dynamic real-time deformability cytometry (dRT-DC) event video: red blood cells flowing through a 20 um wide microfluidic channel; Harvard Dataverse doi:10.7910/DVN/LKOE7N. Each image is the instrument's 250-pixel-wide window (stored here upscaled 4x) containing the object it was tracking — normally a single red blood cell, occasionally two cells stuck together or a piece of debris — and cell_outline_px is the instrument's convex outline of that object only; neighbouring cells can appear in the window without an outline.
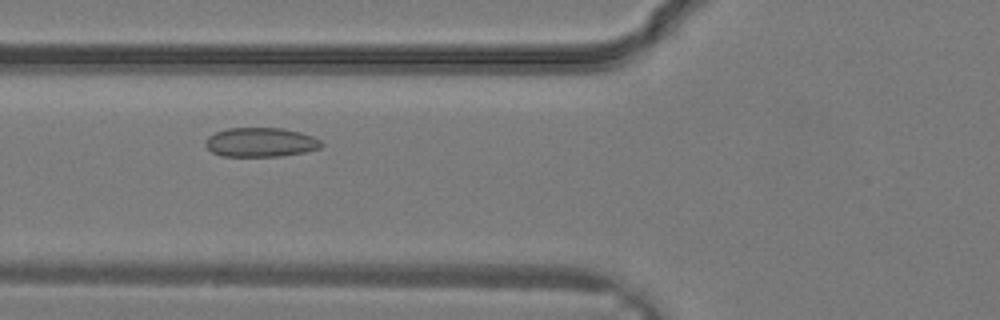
{"species": "common noctule bat (a hibernating species)", "species_latin": "Nyctalus noctula", "temperature_condition": "warm", "stored_images_in_passage": 30, "camera_frame_rate_fps": 3000, "um_per_image_px": 0.085, "animal": {"sex": "male", "body_mass_g": 19.2, "forearm_length_mm": 51.8}, "frame": {"image": 1, "passage_image": 10, "time_ms": 3.0, "image_size_px": [1000, 320], "cell_outline_px": [[324, 144], [320, 148], [304, 152], [280, 156], [220, 156], [212, 152], [204, 144], [204, 140], [208, 136], [216, 132], [228, 128], [284, 128], [300, 132], [312, 136], [320, 140]], "centroid_in_image_um": [22.14, 12.09], "position_along_channel_um": 103.7, "area_um2": 19.83}}
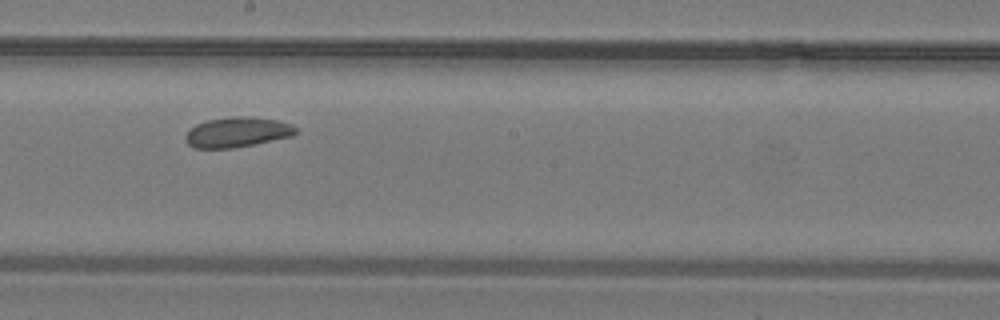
{"frame": {"image": 2, "passage_image": 16, "time_ms": 5.0, "image_size_px": [1000, 320], "cell_outline_px": [[296, 132], [292, 136], [232, 148], [192, 148], [184, 140], [184, 136], [196, 124], [208, 120], [232, 116], [252, 116], [276, 120], [292, 124], [296, 128]], "centroid_in_image_um": [20.14, 11.23], "position_along_channel_um": 228.1, "area_um2": 19.25}}
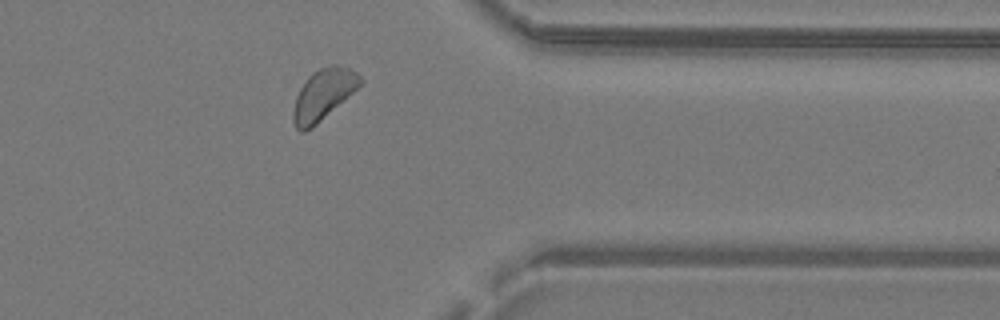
{"frame": {"image": 3, "passage_image": 24, "time_ms": 7.667, "image_size_px": [1000, 320], "cell_outline_px": [[364, 84], [312, 128], [304, 132], [300, 132], [296, 128], [292, 120], [292, 112], [296, 96], [300, 88], [308, 76], [312, 72], [320, 68], [332, 64], [336, 64], [348, 68], [356, 72], [364, 80]], "centroid_in_image_um": [27.49, 8.04], "position_along_channel_um": 383.9, "area_um2": 20.17}}